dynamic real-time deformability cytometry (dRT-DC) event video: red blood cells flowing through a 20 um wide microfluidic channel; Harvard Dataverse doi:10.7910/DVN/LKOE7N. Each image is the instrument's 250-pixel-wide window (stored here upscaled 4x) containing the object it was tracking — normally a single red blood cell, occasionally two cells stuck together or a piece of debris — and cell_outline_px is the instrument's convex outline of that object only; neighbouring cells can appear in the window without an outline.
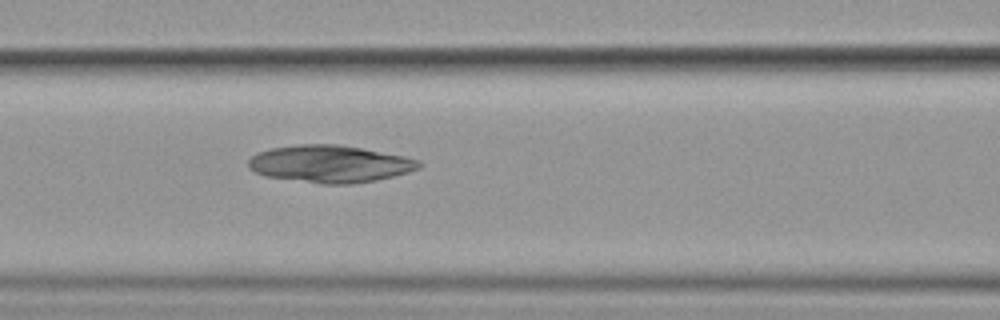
{"species": "common noctule bat (a hibernating species)", "species_latin": "Nyctalus noctula", "temperature_condition": "cold", "stored_images_in_passage": 5, "camera_frame_rate_fps": 3000, "um_per_image_px": 0.085, "animal": {"sex": "female", "body_mass_g": 19.9}, "frame": {"image": 1, "passage_image": 5, "time_ms": 4.667, "image_size_px": [1000, 320], "cell_outline_px": [[420, 168], [408, 172], [376, 180], [348, 184], [324, 184], [264, 176], [248, 168], [248, 160], [256, 152], [272, 148], [300, 144], [336, 144], [360, 148], [404, 156], [420, 160]], "centroid_in_image_um": [28.01, 13.93], "position_along_channel_um": 138.6, "area_um2": 36.82}}